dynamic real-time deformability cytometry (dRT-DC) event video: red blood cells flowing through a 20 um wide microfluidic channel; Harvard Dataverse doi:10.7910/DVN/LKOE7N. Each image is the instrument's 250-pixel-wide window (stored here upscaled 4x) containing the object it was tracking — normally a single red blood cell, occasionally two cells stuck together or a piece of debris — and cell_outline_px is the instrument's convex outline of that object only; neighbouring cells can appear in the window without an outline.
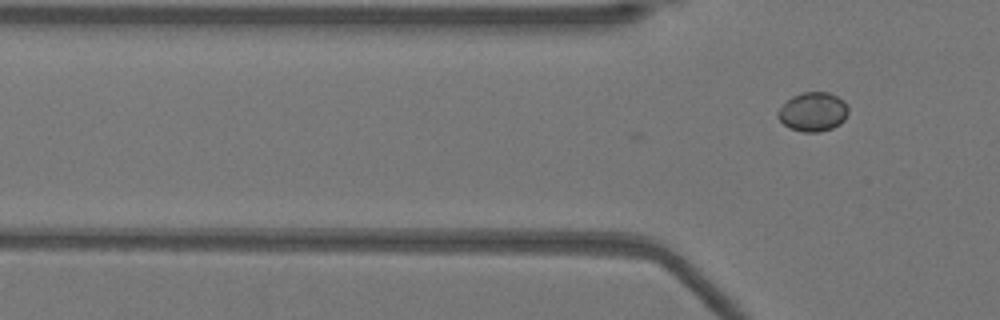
{"species": "Egyptian fruit bat (a non-hibernating species)", "species_latin": "Rousettus aegyptiacus", "temperature_condition": "warm", "stored_images_in_passage": 3, "camera_frame_rate_fps": 3000, "um_per_image_px": 0.085, "animal": {"sex": "female"}, "frame": {"image": 1, "passage_image": 3, "time_ms": 0.667, "image_size_px": [1000, 320], "cell_outline_px": [[848, 112], [844, 120], [840, 124], [832, 128], [816, 132], [804, 132], [788, 128], [776, 116], [776, 112], [792, 96], [800, 92], [828, 92], [844, 100], [848, 108]], "centroid_in_image_um": [69.09, 9.5], "position_along_channel_um": 56.7, "area_um2": 16.07}}